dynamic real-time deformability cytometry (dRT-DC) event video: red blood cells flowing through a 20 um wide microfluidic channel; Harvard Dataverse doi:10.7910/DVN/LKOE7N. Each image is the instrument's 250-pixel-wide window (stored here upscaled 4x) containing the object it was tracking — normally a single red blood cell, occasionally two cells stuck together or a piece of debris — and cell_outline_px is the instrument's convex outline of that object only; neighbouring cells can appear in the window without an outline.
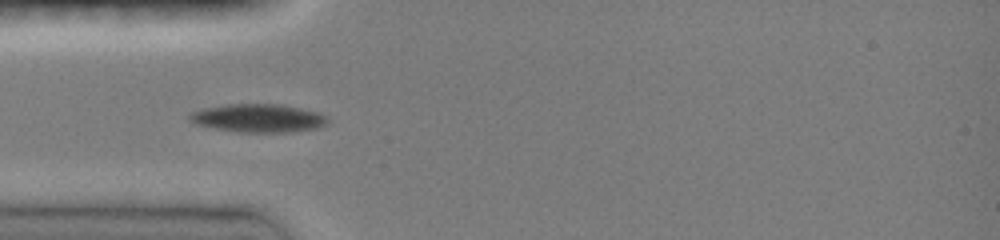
{"species": "common noctule bat (a hibernating species)", "species_latin": "Nyctalus noctula", "temperature_condition": "room temperature", "stored_images_in_passage": 34, "camera_frame_rate_fps": 3000, "um_per_image_px": 0.085, "animal": {"sex": "female", "body_mass_g": 19.0, "forearm_length_mm": 51.5}, "frame": {"image": 1, "passage_image": 1, "time_ms": 0.0, "image_size_px": [1000, 240], "cell_outline_px": [[328, 124], [316, 128], [292, 132], [240, 132], [216, 128], [196, 124], [188, 120], [188, 112], [200, 108], [224, 104], [280, 104], [320, 112], [328, 120]], "centroid_in_image_um": [21.91, 10.03], "position_along_channel_um": 63.1, "area_um2": 22.95}}
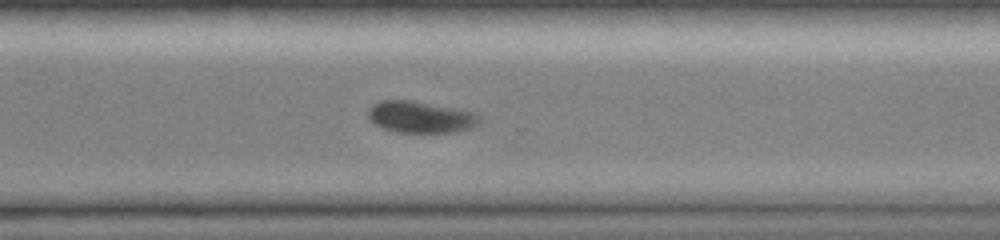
{"frame": {"image": 2, "passage_image": 21, "time_ms": 6.667, "image_size_px": [1000, 240], "cell_outline_px": [[480, 120], [476, 124], [468, 128], [456, 132], [396, 132], [380, 128], [368, 116], [368, 108], [372, 104], [380, 100], [408, 100], [452, 108], [472, 112], [480, 116]], "centroid_in_image_um": [35.68, 9.95], "position_along_channel_um": 334.9, "area_um2": 20.17}}
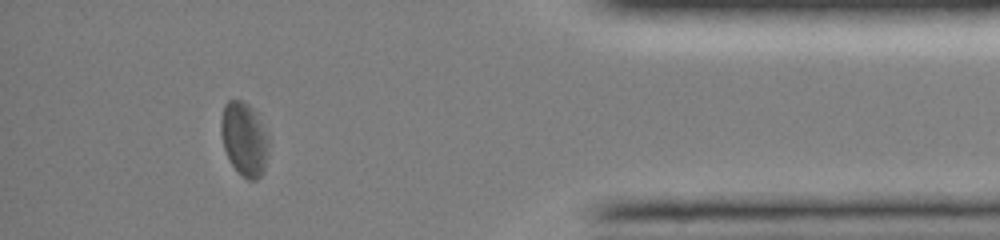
{"frame": {"image": 3, "passage_image": 29, "time_ms": 9.333, "image_size_px": [1000, 240], "cell_outline_px": [[268, 152], [264, 168], [260, 176], [256, 180], [248, 180], [232, 164], [224, 148], [220, 132], [220, 120], [224, 104], [228, 100], [240, 100], [248, 104], [256, 112], [268, 136]], "centroid_in_image_um": [20.75, 11.78], "position_along_channel_um": 414.5, "area_um2": 20.35}, "authors_computed_cell_mechanics": {"area_um2": 21.2415, "velocity_mm_per_s": 4.0823, "shape_relaxation_time_tau1_ms": 2.3684, "shape_relaxation_time_tau2_ms": null, "deformation_change_tau1": 0.085, "deformation_change_tau2": null}}